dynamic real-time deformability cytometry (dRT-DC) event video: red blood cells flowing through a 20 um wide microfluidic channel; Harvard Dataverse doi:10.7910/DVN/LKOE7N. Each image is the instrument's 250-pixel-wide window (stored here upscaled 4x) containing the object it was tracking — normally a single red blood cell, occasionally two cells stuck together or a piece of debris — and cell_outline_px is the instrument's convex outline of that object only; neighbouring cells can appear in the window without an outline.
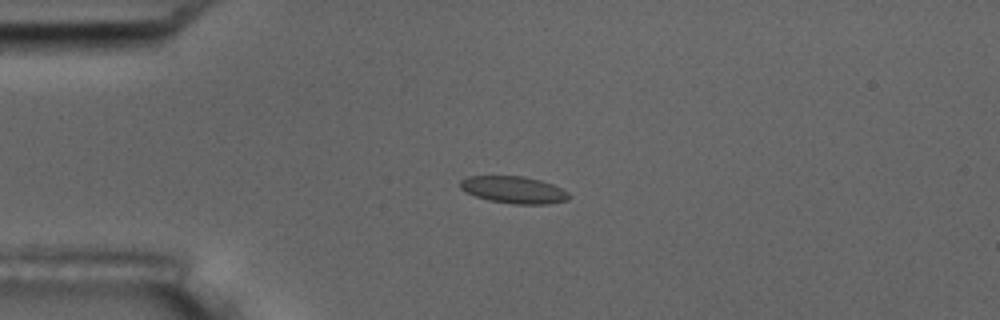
{"species": "common noctule bat (a hibernating species)", "species_latin": "Nyctalus noctula", "temperature_condition": "room temperature", "stored_images_in_passage": 6, "camera_frame_rate_fps": 3000, "um_per_image_px": 0.085, "animal": {"sex": "male", "body_mass_g": 17.5, "forearm_length_mm": 52.3}, "frame": {"image": 1, "passage_image": 5, "time_ms": 4.667, "image_size_px": [1000, 320], "cell_outline_px": [[572, 196], [568, 200], [548, 204], [512, 204], [488, 200], [476, 196], [460, 188], [460, 180], [468, 176], [524, 176], [540, 180], [552, 184], [568, 192]], "centroid_in_image_um": [43.69, 16.14], "position_along_channel_um": 41.3, "area_um2": 17.17}}